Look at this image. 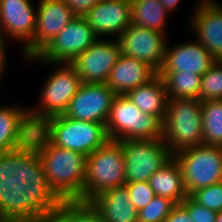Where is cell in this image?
<instances>
[{"instance_id":"16","label":"cell","mask_w":222,"mask_h":222,"mask_svg":"<svg viewBox=\"0 0 222 222\" xmlns=\"http://www.w3.org/2000/svg\"><path fill=\"white\" fill-rule=\"evenodd\" d=\"M166 45L164 62L158 72L195 73L203 75L216 62L211 53L195 38L191 41Z\"/></svg>"},{"instance_id":"39","label":"cell","mask_w":222,"mask_h":222,"mask_svg":"<svg viewBox=\"0 0 222 222\" xmlns=\"http://www.w3.org/2000/svg\"><path fill=\"white\" fill-rule=\"evenodd\" d=\"M216 222H222V211L217 213V220Z\"/></svg>"},{"instance_id":"14","label":"cell","mask_w":222,"mask_h":222,"mask_svg":"<svg viewBox=\"0 0 222 222\" xmlns=\"http://www.w3.org/2000/svg\"><path fill=\"white\" fill-rule=\"evenodd\" d=\"M165 34L131 24L117 40L123 55L141 60L158 72L168 44Z\"/></svg>"},{"instance_id":"32","label":"cell","mask_w":222,"mask_h":222,"mask_svg":"<svg viewBox=\"0 0 222 222\" xmlns=\"http://www.w3.org/2000/svg\"><path fill=\"white\" fill-rule=\"evenodd\" d=\"M130 195V201L137 211L147 206L156 196L149 181L125 183Z\"/></svg>"},{"instance_id":"21","label":"cell","mask_w":222,"mask_h":222,"mask_svg":"<svg viewBox=\"0 0 222 222\" xmlns=\"http://www.w3.org/2000/svg\"><path fill=\"white\" fill-rule=\"evenodd\" d=\"M125 95L143 113L152 114L164 122L168 97L164 80L159 74L146 84L128 91Z\"/></svg>"},{"instance_id":"2","label":"cell","mask_w":222,"mask_h":222,"mask_svg":"<svg viewBox=\"0 0 222 222\" xmlns=\"http://www.w3.org/2000/svg\"><path fill=\"white\" fill-rule=\"evenodd\" d=\"M0 106V171L21 174L29 154L34 130L29 109Z\"/></svg>"},{"instance_id":"9","label":"cell","mask_w":222,"mask_h":222,"mask_svg":"<svg viewBox=\"0 0 222 222\" xmlns=\"http://www.w3.org/2000/svg\"><path fill=\"white\" fill-rule=\"evenodd\" d=\"M120 142L125 160L126 183L149 181L156 171L174 157L163 139Z\"/></svg>"},{"instance_id":"30","label":"cell","mask_w":222,"mask_h":222,"mask_svg":"<svg viewBox=\"0 0 222 222\" xmlns=\"http://www.w3.org/2000/svg\"><path fill=\"white\" fill-rule=\"evenodd\" d=\"M175 205L170 198L156 195L147 206L138 211V222H164Z\"/></svg>"},{"instance_id":"34","label":"cell","mask_w":222,"mask_h":222,"mask_svg":"<svg viewBox=\"0 0 222 222\" xmlns=\"http://www.w3.org/2000/svg\"><path fill=\"white\" fill-rule=\"evenodd\" d=\"M65 5L70 8L76 16H84L90 11L100 0H62Z\"/></svg>"},{"instance_id":"5","label":"cell","mask_w":222,"mask_h":222,"mask_svg":"<svg viewBox=\"0 0 222 222\" xmlns=\"http://www.w3.org/2000/svg\"><path fill=\"white\" fill-rule=\"evenodd\" d=\"M162 139L173 154L202 145V102L199 99H168Z\"/></svg>"},{"instance_id":"17","label":"cell","mask_w":222,"mask_h":222,"mask_svg":"<svg viewBox=\"0 0 222 222\" xmlns=\"http://www.w3.org/2000/svg\"><path fill=\"white\" fill-rule=\"evenodd\" d=\"M33 38V57L37 56L76 16L62 0H40Z\"/></svg>"},{"instance_id":"26","label":"cell","mask_w":222,"mask_h":222,"mask_svg":"<svg viewBox=\"0 0 222 222\" xmlns=\"http://www.w3.org/2000/svg\"><path fill=\"white\" fill-rule=\"evenodd\" d=\"M16 222H69V216L55 202H21Z\"/></svg>"},{"instance_id":"11","label":"cell","mask_w":222,"mask_h":222,"mask_svg":"<svg viewBox=\"0 0 222 222\" xmlns=\"http://www.w3.org/2000/svg\"><path fill=\"white\" fill-rule=\"evenodd\" d=\"M37 10L32 0H0V35L22 41L23 58L33 57Z\"/></svg>"},{"instance_id":"10","label":"cell","mask_w":222,"mask_h":222,"mask_svg":"<svg viewBox=\"0 0 222 222\" xmlns=\"http://www.w3.org/2000/svg\"><path fill=\"white\" fill-rule=\"evenodd\" d=\"M97 39L86 19L75 16L37 56L27 60L70 63Z\"/></svg>"},{"instance_id":"31","label":"cell","mask_w":222,"mask_h":222,"mask_svg":"<svg viewBox=\"0 0 222 222\" xmlns=\"http://www.w3.org/2000/svg\"><path fill=\"white\" fill-rule=\"evenodd\" d=\"M189 196L205 208L217 213L222 211V182L197 189Z\"/></svg>"},{"instance_id":"12","label":"cell","mask_w":222,"mask_h":222,"mask_svg":"<svg viewBox=\"0 0 222 222\" xmlns=\"http://www.w3.org/2000/svg\"><path fill=\"white\" fill-rule=\"evenodd\" d=\"M110 39L98 38L86 51L70 62L82 83L107 82L111 69L122 54L117 38Z\"/></svg>"},{"instance_id":"33","label":"cell","mask_w":222,"mask_h":222,"mask_svg":"<svg viewBox=\"0 0 222 222\" xmlns=\"http://www.w3.org/2000/svg\"><path fill=\"white\" fill-rule=\"evenodd\" d=\"M193 222H216L217 212H214L194 201L189 195L181 202Z\"/></svg>"},{"instance_id":"4","label":"cell","mask_w":222,"mask_h":222,"mask_svg":"<svg viewBox=\"0 0 222 222\" xmlns=\"http://www.w3.org/2000/svg\"><path fill=\"white\" fill-rule=\"evenodd\" d=\"M125 160L120 141L108 140L86 158L83 194L90 202L105 190L125 185Z\"/></svg>"},{"instance_id":"27","label":"cell","mask_w":222,"mask_h":222,"mask_svg":"<svg viewBox=\"0 0 222 222\" xmlns=\"http://www.w3.org/2000/svg\"><path fill=\"white\" fill-rule=\"evenodd\" d=\"M203 144L222 147V100L202 102Z\"/></svg>"},{"instance_id":"35","label":"cell","mask_w":222,"mask_h":222,"mask_svg":"<svg viewBox=\"0 0 222 222\" xmlns=\"http://www.w3.org/2000/svg\"><path fill=\"white\" fill-rule=\"evenodd\" d=\"M164 222H193L186 208L180 203L176 204Z\"/></svg>"},{"instance_id":"24","label":"cell","mask_w":222,"mask_h":222,"mask_svg":"<svg viewBox=\"0 0 222 222\" xmlns=\"http://www.w3.org/2000/svg\"><path fill=\"white\" fill-rule=\"evenodd\" d=\"M20 204V175L0 171V222H16Z\"/></svg>"},{"instance_id":"36","label":"cell","mask_w":222,"mask_h":222,"mask_svg":"<svg viewBox=\"0 0 222 222\" xmlns=\"http://www.w3.org/2000/svg\"><path fill=\"white\" fill-rule=\"evenodd\" d=\"M6 39H4L1 35H0V80L2 79V75H3V73H4V68L7 66L6 64V61H7V59H6V41H5Z\"/></svg>"},{"instance_id":"7","label":"cell","mask_w":222,"mask_h":222,"mask_svg":"<svg viewBox=\"0 0 222 222\" xmlns=\"http://www.w3.org/2000/svg\"><path fill=\"white\" fill-rule=\"evenodd\" d=\"M41 62L52 64L57 68H54L43 85L39 107L28 108L29 119L34 128L50 117L64 114L82 84L81 78L70 63Z\"/></svg>"},{"instance_id":"28","label":"cell","mask_w":222,"mask_h":222,"mask_svg":"<svg viewBox=\"0 0 222 222\" xmlns=\"http://www.w3.org/2000/svg\"><path fill=\"white\" fill-rule=\"evenodd\" d=\"M199 100H222V61H216L201 78Z\"/></svg>"},{"instance_id":"8","label":"cell","mask_w":222,"mask_h":222,"mask_svg":"<svg viewBox=\"0 0 222 222\" xmlns=\"http://www.w3.org/2000/svg\"><path fill=\"white\" fill-rule=\"evenodd\" d=\"M188 195L197 189L222 182V147L198 145L174 154Z\"/></svg>"},{"instance_id":"20","label":"cell","mask_w":222,"mask_h":222,"mask_svg":"<svg viewBox=\"0 0 222 222\" xmlns=\"http://www.w3.org/2000/svg\"><path fill=\"white\" fill-rule=\"evenodd\" d=\"M90 202L99 211L101 222H138V211L125 185L105 190Z\"/></svg>"},{"instance_id":"22","label":"cell","mask_w":222,"mask_h":222,"mask_svg":"<svg viewBox=\"0 0 222 222\" xmlns=\"http://www.w3.org/2000/svg\"><path fill=\"white\" fill-rule=\"evenodd\" d=\"M149 184L155 195L170 198L176 204L188 196L182 170L175 157L150 177Z\"/></svg>"},{"instance_id":"13","label":"cell","mask_w":222,"mask_h":222,"mask_svg":"<svg viewBox=\"0 0 222 222\" xmlns=\"http://www.w3.org/2000/svg\"><path fill=\"white\" fill-rule=\"evenodd\" d=\"M116 95L106 83H82L63 115L106 126Z\"/></svg>"},{"instance_id":"1","label":"cell","mask_w":222,"mask_h":222,"mask_svg":"<svg viewBox=\"0 0 222 222\" xmlns=\"http://www.w3.org/2000/svg\"><path fill=\"white\" fill-rule=\"evenodd\" d=\"M86 158L80 152L55 146L34 128L20 174L21 202L78 200L83 194Z\"/></svg>"},{"instance_id":"29","label":"cell","mask_w":222,"mask_h":222,"mask_svg":"<svg viewBox=\"0 0 222 222\" xmlns=\"http://www.w3.org/2000/svg\"><path fill=\"white\" fill-rule=\"evenodd\" d=\"M54 202L69 216V222H101L99 211L91 202L79 200Z\"/></svg>"},{"instance_id":"25","label":"cell","mask_w":222,"mask_h":222,"mask_svg":"<svg viewBox=\"0 0 222 222\" xmlns=\"http://www.w3.org/2000/svg\"><path fill=\"white\" fill-rule=\"evenodd\" d=\"M163 78L168 99H199L201 75L195 73L158 72Z\"/></svg>"},{"instance_id":"37","label":"cell","mask_w":222,"mask_h":222,"mask_svg":"<svg viewBox=\"0 0 222 222\" xmlns=\"http://www.w3.org/2000/svg\"><path fill=\"white\" fill-rule=\"evenodd\" d=\"M159 1L167 10V12L171 13V11L173 12L174 9L176 10V7L178 6V4L181 3L182 0H159Z\"/></svg>"},{"instance_id":"18","label":"cell","mask_w":222,"mask_h":222,"mask_svg":"<svg viewBox=\"0 0 222 222\" xmlns=\"http://www.w3.org/2000/svg\"><path fill=\"white\" fill-rule=\"evenodd\" d=\"M191 25L196 40L222 61V6L218 2L194 7Z\"/></svg>"},{"instance_id":"15","label":"cell","mask_w":222,"mask_h":222,"mask_svg":"<svg viewBox=\"0 0 222 222\" xmlns=\"http://www.w3.org/2000/svg\"><path fill=\"white\" fill-rule=\"evenodd\" d=\"M98 38H118L131 25V2L127 0H100L83 16Z\"/></svg>"},{"instance_id":"3","label":"cell","mask_w":222,"mask_h":222,"mask_svg":"<svg viewBox=\"0 0 222 222\" xmlns=\"http://www.w3.org/2000/svg\"><path fill=\"white\" fill-rule=\"evenodd\" d=\"M37 129L55 146L89 156L108 140L106 126L56 115L46 119Z\"/></svg>"},{"instance_id":"19","label":"cell","mask_w":222,"mask_h":222,"mask_svg":"<svg viewBox=\"0 0 222 222\" xmlns=\"http://www.w3.org/2000/svg\"><path fill=\"white\" fill-rule=\"evenodd\" d=\"M157 74L149 64L121 54L111 69L106 84L117 95H125L128 91L146 84Z\"/></svg>"},{"instance_id":"38","label":"cell","mask_w":222,"mask_h":222,"mask_svg":"<svg viewBox=\"0 0 222 222\" xmlns=\"http://www.w3.org/2000/svg\"><path fill=\"white\" fill-rule=\"evenodd\" d=\"M213 2H216V1L215 0H200V1H198L197 6L210 4V3H213Z\"/></svg>"},{"instance_id":"6","label":"cell","mask_w":222,"mask_h":222,"mask_svg":"<svg viewBox=\"0 0 222 222\" xmlns=\"http://www.w3.org/2000/svg\"><path fill=\"white\" fill-rule=\"evenodd\" d=\"M109 140H156L163 138V122L143 113L126 95H116L106 124Z\"/></svg>"},{"instance_id":"23","label":"cell","mask_w":222,"mask_h":222,"mask_svg":"<svg viewBox=\"0 0 222 222\" xmlns=\"http://www.w3.org/2000/svg\"><path fill=\"white\" fill-rule=\"evenodd\" d=\"M167 10L159 0H132L131 24L166 33Z\"/></svg>"}]
</instances>
